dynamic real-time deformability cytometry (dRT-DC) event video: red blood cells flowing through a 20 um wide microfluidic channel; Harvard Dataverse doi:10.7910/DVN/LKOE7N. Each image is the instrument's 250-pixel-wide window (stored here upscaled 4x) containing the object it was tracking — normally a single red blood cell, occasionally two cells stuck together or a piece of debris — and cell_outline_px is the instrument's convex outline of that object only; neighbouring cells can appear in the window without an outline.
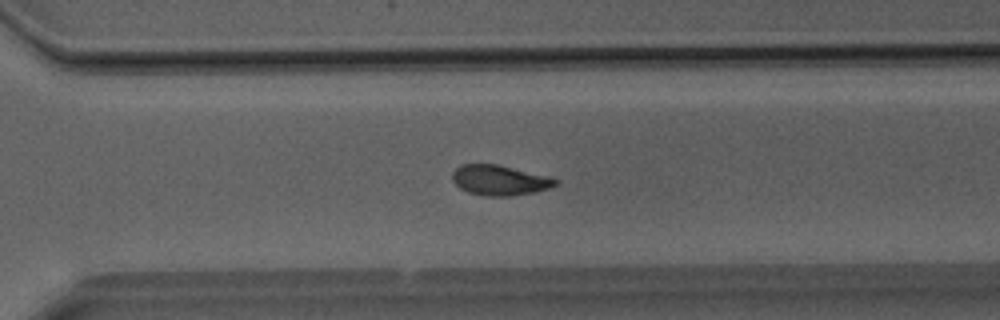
{"species": "Egyptian fruit bat (a non-hibernating species)", "species_latin": "Rousettus aegyptiacus", "temperature_condition": "room temperature", "stored_images_in_passage": 34, "camera_frame_rate_fps": 3000, "um_per_image_px": 0.085, "animal": {"sex": "male"}, "frame": {"image": 1, "passage_image": 23, "time_ms": 7.333, "image_size_px": [1000, 320], "cell_outline_px": [[560, 180], [556, 184], [548, 188], [532, 192], [512, 196], [484, 196], [468, 192], [460, 188], [452, 180], [452, 172], [460, 164], [496, 164], [552, 176]], "centroid_in_image_um": [42.47, 15.31], "position_along_channel_um": 328.1, "area_um2": 18.26}}
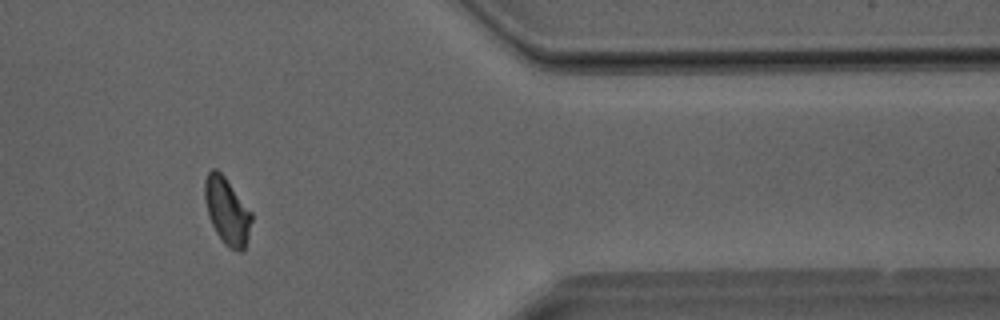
{"frame": {"image": 2, "passage_image": 28, "time_ms": 9.0, "image_size_px": [1000, 320], "cell_outline_px": [[252, 220], [244, 252], [240, 252], [228, 248], [224, 244], [216, 232], [212, 224], [204, 200], [204, 180], [208, 172], [212, 168], [216, 168], [224, 176], [252, 212]], "centroid_in_image_um": [19.3, 17.95], "position_along_channel_um": 392.1, "area_um2": 18.26}}
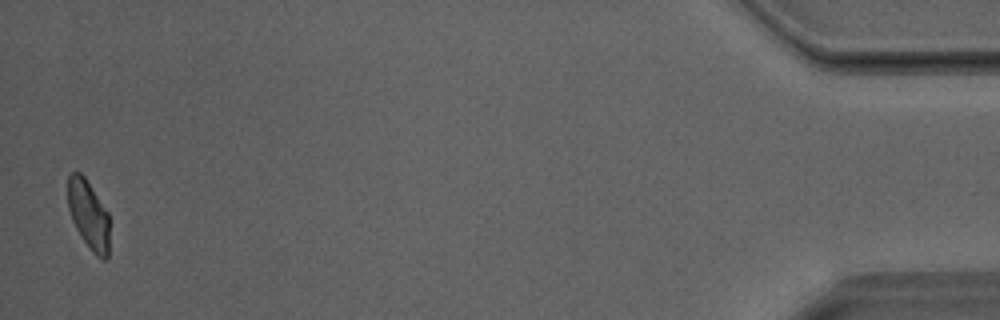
{"frame": {"image": 3, "passage_image": 34, "time_ms": 11.0, "image_size_px": [1000, 320], "cell_outline_px": [[108, 256], [104, 260], [96, 256], [92, 252], [80, 236], [72, 220], [68, 208], [68, 176], [72, 172], [80, 172], [84, 176], [108, 212]], "centroid_in_image_um": [7.51, 18.25], "position_along_channel_um": 427.7, "area_um2": 16.59}}